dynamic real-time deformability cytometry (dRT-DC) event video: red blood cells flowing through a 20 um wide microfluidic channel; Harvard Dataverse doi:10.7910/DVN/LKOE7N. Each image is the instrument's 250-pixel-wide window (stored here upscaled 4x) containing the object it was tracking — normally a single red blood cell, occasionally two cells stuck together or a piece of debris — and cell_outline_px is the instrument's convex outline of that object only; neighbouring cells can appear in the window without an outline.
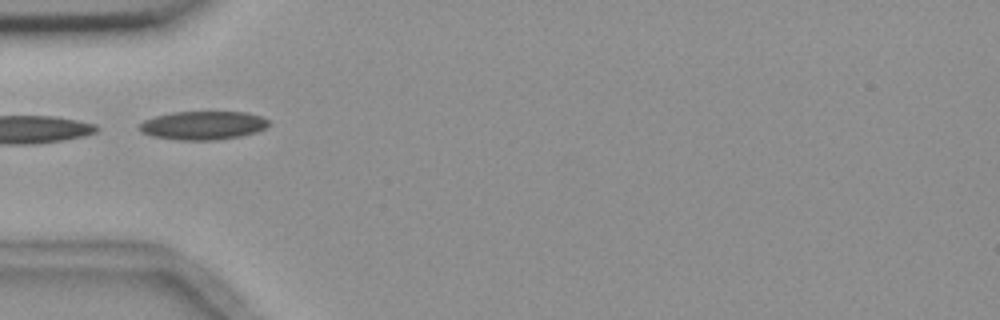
{"species": "common noctule bat (a hibernating species)", "species_latin": "Nyctalus noctula", "temperature_condition": "room temperature", "stored_images_in_passage": 1, "camera_frame_rate_fps": 3000, "um_per_image_px": 0.085, "animal": {"sex": "female", "body_mass_g": 18.4}, "frame": {"image": 1, "passage_image": 1, "time_ms": 0.0, "image_size_px": [1000, 320], "cell_outline_px": [[268, 124], [264, 128], [256, 132], [240, 136], [216, 140], [176, 140], [152, 136], [140, 132], [140, 124], [144, 120], [156, 116], [172, 112], [248, 112], [260, 116], [268, 120]], "centroid_in_image_um": [17.24, 10.66], "position_along_channel_um": 67.8, "area_um2": 21.44}}